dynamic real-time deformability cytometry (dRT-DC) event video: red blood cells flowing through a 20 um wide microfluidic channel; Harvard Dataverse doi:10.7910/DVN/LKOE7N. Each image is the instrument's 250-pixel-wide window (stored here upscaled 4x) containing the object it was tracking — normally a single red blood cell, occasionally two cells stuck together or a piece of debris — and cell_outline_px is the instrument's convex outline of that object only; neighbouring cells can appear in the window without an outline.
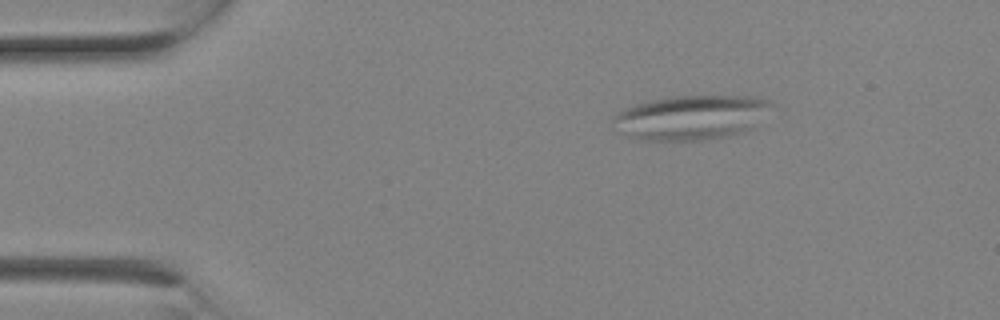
{"species": "Egyptian fruit bat (a non-hibernating species)", "species_latin": "Rousettus aegyptiacus", "temperature_condition": "room temperature", "stored_images_in_passage": 2, "camera_frame_rate_fps": 3000, "um_per_image_px": 0.085, "animal": {"sex": "female"}, "frame": {"image": 1, "passage_image": 2, "time_ms": 0.333, "image_size_px": [1000, 320], "cell_outline_px": [[776, 104], [748, 132], [728, 136], [700, 140], [644, 140], [628, 136], [612, 120], [612, 116], [616, 112], [624, 108], [636, 104], [668, 96], [756, 96], [772, 100]], "centroid_in_image_um": [58.84, 9.96], "position_along_channel_um": 26.2, "area_um2": 41.27}}